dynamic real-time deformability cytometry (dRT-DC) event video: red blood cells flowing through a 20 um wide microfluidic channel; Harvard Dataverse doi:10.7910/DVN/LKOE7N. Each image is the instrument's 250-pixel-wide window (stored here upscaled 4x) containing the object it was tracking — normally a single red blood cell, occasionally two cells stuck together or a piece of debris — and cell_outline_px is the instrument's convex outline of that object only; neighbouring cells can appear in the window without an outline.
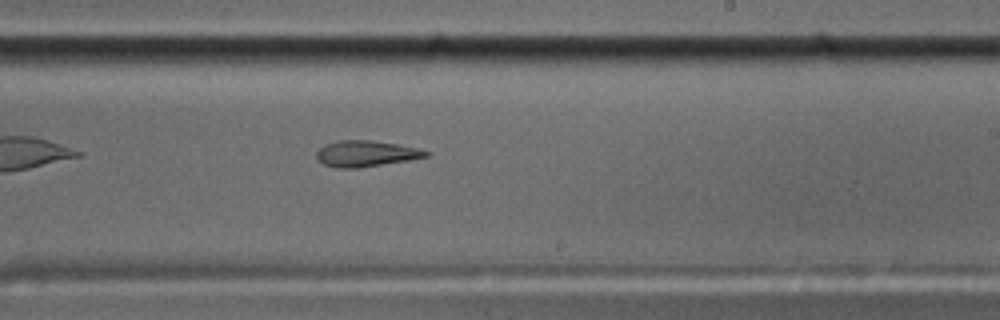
{"species": "common noctule bat (a hibernating species)", "species_latin": "Nyctalus noctula", "temperature_condition": "cold", "stored_images_in_passage": 39, "camera_frame_rate_fps": 3000, "um_per_image_px": 0.085, "animal": {"sex": "male", "body_mass_g": 17.5, "forearm_length_mm": 52.3}, "frame": {"image": 1, "passage_image": 17, "time_ms": 5.333, "image_size_px": [1000, 320], "cell_outline_px": [[432, 152], [428, 156], [408, 160], [360, 168], [336, 168], [324, 164], [316, 156], [316, 152], [324, 144], [340, 140], [372, 140], [396, 144], [416, 148]], "centroid_in_image_um": [31.09, 13.06], "position_along_channel_um": 257.9, "area_um2": 16.53}, "authors_computed_cell_mechanics": {"area_um2": 17.8024, "velocity_mm_per_s": 3.5399, "shape_relaxation_time_tau1_ms": null, "shape_relaxation_time_tau2_ms": 3.2813, "deformation_change_tau1": null, "deformation_change_tau2": 0.1398}}